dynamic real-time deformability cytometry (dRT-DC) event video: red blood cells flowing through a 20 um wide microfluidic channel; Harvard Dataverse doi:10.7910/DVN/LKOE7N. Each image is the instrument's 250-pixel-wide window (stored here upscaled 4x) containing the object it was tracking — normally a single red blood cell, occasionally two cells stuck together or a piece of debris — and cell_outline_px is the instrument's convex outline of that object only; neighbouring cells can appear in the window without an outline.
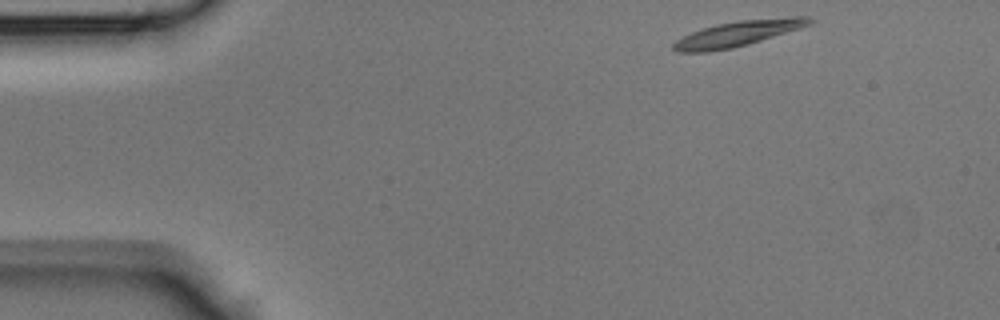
{"species": "Egyptian fruit bat (a non-hibernating species)", "species_latin": "Rousettus aegyptiacus", "temperature_condition": "room temperature", "stored_images_in_passage": 39, "camera_frame_rate_fps": 3000, "um_per_image_px": 0.085, "animal": {"sex": "male"}, "frame": {"image": 1, "passage_image": 1, "time_ms": 0.0, "image_size_px": [1000, 320], "cell_outline_px": [[816, 20], [800, 28], [748, 44], [732, 48], [708, 52], [676, 52], [672, 48], [672, 44], [676, 40], [692, 32], [716, 24], [740, 20], [792, 16], [808, 16]], "centroid_in_image_um": [62.72, 2.85], "position_along_channel_um": 22.3, "area_um2": 20.06}}
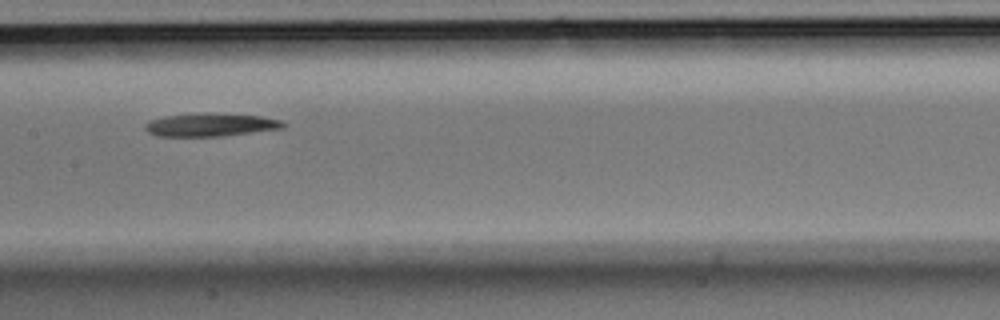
{"frame": {"image": 2, "passage_image": 17, "time_ms": 5.333, "image_size_px": [1000, 320], "cell_outline_px": [[284, 128], [220, 136], [160, 136], [148, 132], [144, 128], [144, 124], [148, 120], [164, 116], [204, 112], [208, 112], [260, 116], [280, 120], [284, 124]], "centroid_in_image_um": [17.84, 10.59], "position_along_channel_um": 189.6, "area_um2": 18.61}}
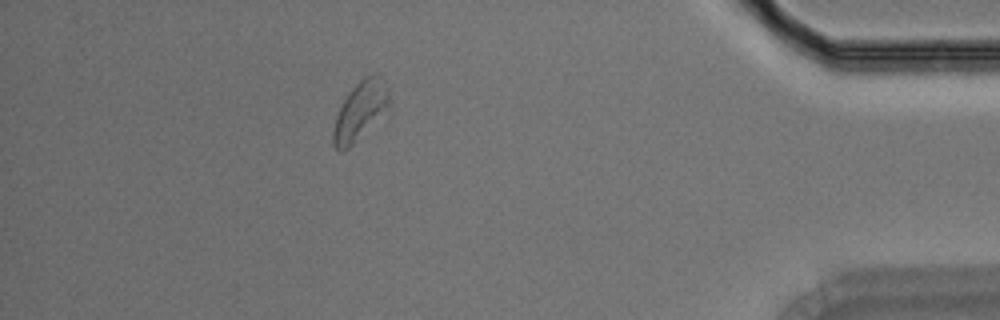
{"frame": {"image": 3, "passage_image": 34, "time_ms": 11.0, "image_size_px": [1000, 320], "cell_outline_px": [[392, 116], [348, 148], [340, 152], [332, 144], [332, 132], [336, 116], [348, 92], [364, 76], [376, 72], [380, 76], [388, 88]], "centroid_in_image_um": [30.73, 9.48], "position_along_channel_um": 404.5, "area_um2": 20.63}}